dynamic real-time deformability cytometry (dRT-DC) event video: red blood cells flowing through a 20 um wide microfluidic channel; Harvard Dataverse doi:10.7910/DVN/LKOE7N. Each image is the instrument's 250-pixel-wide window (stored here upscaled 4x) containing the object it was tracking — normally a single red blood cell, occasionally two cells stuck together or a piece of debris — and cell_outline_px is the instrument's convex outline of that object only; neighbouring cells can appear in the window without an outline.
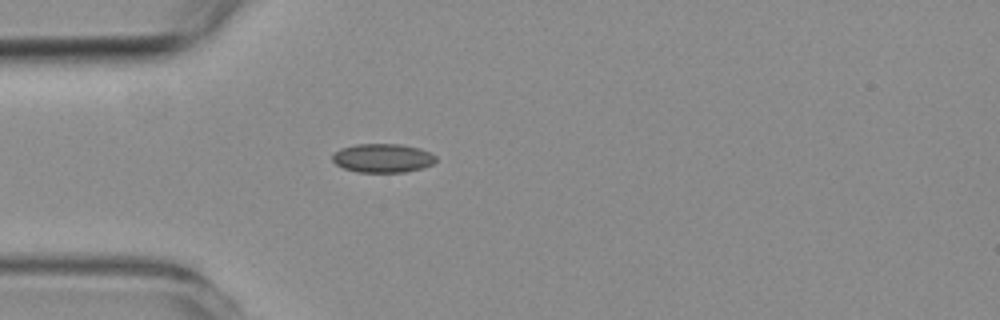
{"species": "common noctule bat (a hibernating species)", "species_latin": "Nyctalus noctula", "temperature_condition": "room temperature", "stored_images_in_passage": 1, "camera_frame_rate_fps": 3000, "um_per_image_px": 0.085, "animal": {"sex": "female", "body_mass_g": 19.3, "forearm_length_mm": 54.1}, "frame": {"image": 1, "passage_image": 1, "time_ms": 0.0, "image_size_px": [1000, 320], "cell_outline_px": [[436, 160], [432, 164], [420, 168], [404, 172], [356, 172], [344, 168], [336, 164], [332, 160], [332, 152], [340, 148], [356, 144], [400, 144], [420, 148], [436, 156]], "centroid_in_image_um": [32.48, 13.43], "position_along_channel_um": 52.5, "area_um2": 17.4}}